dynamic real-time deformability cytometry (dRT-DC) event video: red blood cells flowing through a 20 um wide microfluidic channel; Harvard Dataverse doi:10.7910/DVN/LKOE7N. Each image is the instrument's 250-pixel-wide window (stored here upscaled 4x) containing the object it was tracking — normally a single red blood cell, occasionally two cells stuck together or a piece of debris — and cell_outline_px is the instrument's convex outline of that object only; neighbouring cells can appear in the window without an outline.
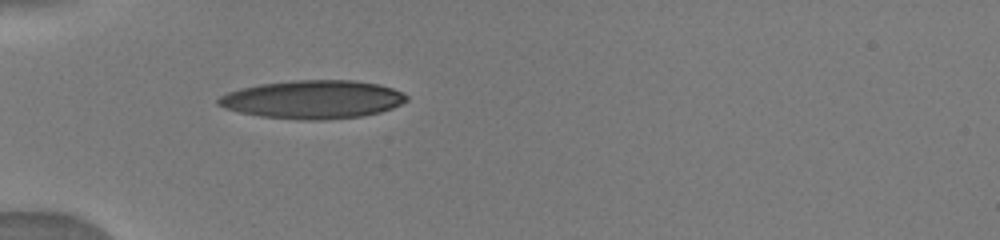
{"species": "human", "species_latin": "Homo sapiens", "temperature_condition": "warm", "stored_images_in_passage": 13, "camera_frame_rate_fps": 3000, "um_per_image_px": 0.085, "donor": {"sex": "male"}, "frame": {"image": 1, "passage_image": 1, "time_ms": 0.0, "image_size_px": [1000, 240], "cell_outline_px": [[408, 100], [392, 108], [380, 112], [360, 116], [324, 120], [300, 120], [260, 116], [240, 112], [224, 108], [216, 104], [216, 100], [220, 96], [228, 92], [240, 88], [260, 84], [292, 80], [356, 80], [380, 84], [392, 88], [408, 96]], "centroid_in_image_um": [26.57, 8.45], "position_along_channel_um": 58.4, "area_um2": 42.19}}
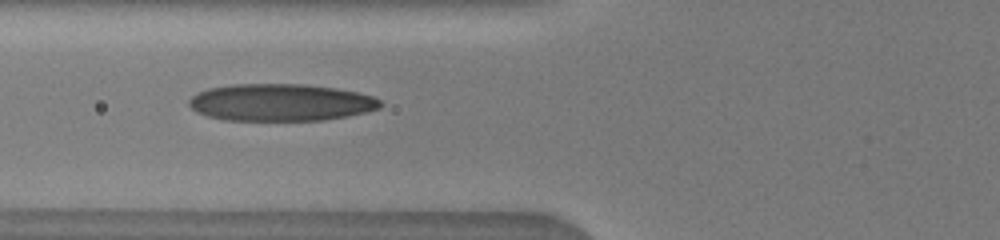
{"frame": {"image": 2, "passage_image": 12, "time_ms": 1.333, "image_size_px": [1000, 240], "cell_outline_px": [[384, 104], [380, 108], [348, 116], [320, 120], [224, 120], [208, 116], [196, 112], [188, 104], [188, 100], [196, 92], [208, 88], [232, 84], [304, 84], [336, 88], [360, 92], [372, 96], [380, 100]], "centroid_in_image_um": [23.85, 8.7], "position_along_channel_um": 102.0, "area_um2": 41.62}}